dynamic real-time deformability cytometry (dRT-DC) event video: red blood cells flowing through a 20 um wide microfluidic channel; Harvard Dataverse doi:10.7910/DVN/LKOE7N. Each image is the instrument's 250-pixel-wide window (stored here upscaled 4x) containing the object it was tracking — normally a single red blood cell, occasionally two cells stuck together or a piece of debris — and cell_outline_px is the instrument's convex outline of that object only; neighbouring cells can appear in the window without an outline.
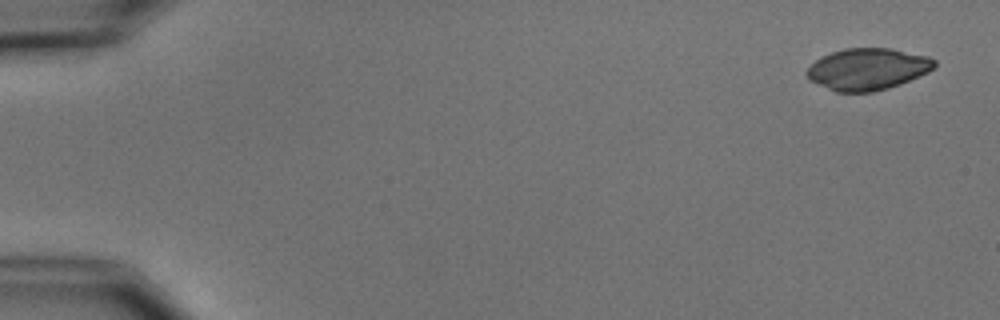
{"species": "common noctule bat (a hibernating species)", "species_latin": "Nyctalus noctula", "temperature_condition": "cold", "stored_images_in_passage": 5, "camera_frame_rate_fps": 3000, "um_per_image_px": 0.085, "animal": {"sex": "male", "body_mass_g": 15.6}, "frame": {"image": 1, "passage_image": 1, "time_ms": 0.0, "image_size_px": [1000, 320], "cell_outline_px": [[936, 64], [928, 72], [900, 84], [888, 88], [872, 92], [836, 92], [808, 80], [804, 72], [816, 60], [832, 52], [844, 48], [892, 48], [928, 56], [936, 60]], "centroid_in_image_um": [73.74, 5.87], "position_along_channel_um": 11.3, "area_um2": 31.04}}